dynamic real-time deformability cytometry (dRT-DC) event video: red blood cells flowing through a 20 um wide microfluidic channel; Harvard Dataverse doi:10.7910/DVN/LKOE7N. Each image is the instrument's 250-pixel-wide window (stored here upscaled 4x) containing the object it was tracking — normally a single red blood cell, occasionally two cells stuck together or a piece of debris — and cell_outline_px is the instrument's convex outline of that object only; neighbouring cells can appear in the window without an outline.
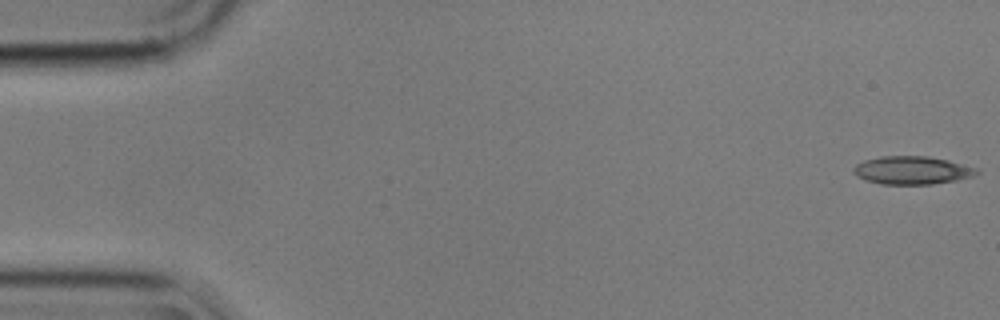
{"species": "common noctule bat (a hibernating species)", "species_latin": "Nyctalus noctula", "temperature_condition": "cold", "stored_images_in_passage": 3, "camera_frame_rate_fps": 3000, "um_per_image_px": 0.085, "animal": {"sex": "male", "body_mass_g": 17.9}, "frame": {"image": 1, "passage_image": 1, "time_ms": 0.0, "image_size_px": [1000, 320], "cell_outline_px": [[980, 172], [972, 176], [956, 180], [932, 184], [880, 184], [856, 176], [852, 172], [852, 168], [856, 164], [864, 160], [880, 156], [928, 156], [948, 160], [976, 168]], "centroid_in_image_um": [77.49, 14.47], "position_along_channel_um": 7.5, "area_um2": 20.11}}